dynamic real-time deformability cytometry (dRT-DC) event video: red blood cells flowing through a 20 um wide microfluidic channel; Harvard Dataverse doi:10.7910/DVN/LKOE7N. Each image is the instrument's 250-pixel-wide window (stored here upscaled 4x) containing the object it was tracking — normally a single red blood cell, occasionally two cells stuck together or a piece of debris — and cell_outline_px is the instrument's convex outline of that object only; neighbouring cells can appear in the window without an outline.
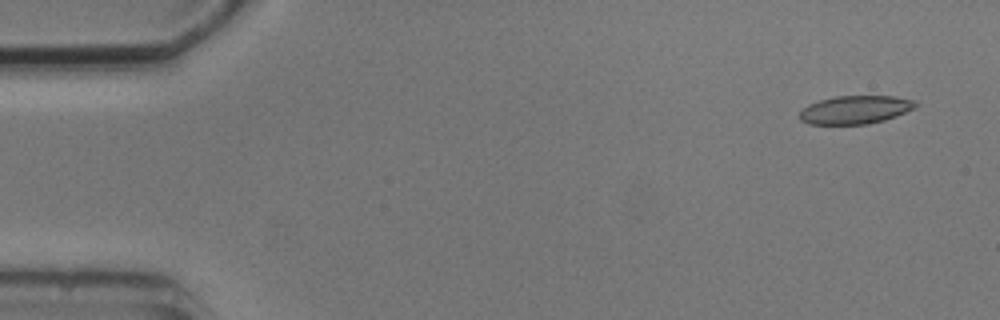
{"species": "common noctule bat (a hibernating species)", "species_latin": "Nyctalus noctula", "temperature_condition": "cold", "stored_images_in_passage": 7, "camera_frame_rate_fps": 3000, "um_per_image_px": 0.085, "animal": {"sex": "male", "body_mass_g": 20.5, "forearm_length_mm": 52.5}, "frame": {"image": 1, "passage_image": 1, "time_ms": 0.0, "image_size_px": [1000, 320], "cell_outline_px": [[920, 104], [916, 108], [896, 116], [884, 120], [868, 124], [808, 124], [800, 120], [800, 112], [808, 104], [820, 100], [836, 96], [896, 96], [916, 100]], "centroid_in_image_um": [72.75, 9.32], "position_along_channel_um": 12.2, "area_um2": 19.25}}